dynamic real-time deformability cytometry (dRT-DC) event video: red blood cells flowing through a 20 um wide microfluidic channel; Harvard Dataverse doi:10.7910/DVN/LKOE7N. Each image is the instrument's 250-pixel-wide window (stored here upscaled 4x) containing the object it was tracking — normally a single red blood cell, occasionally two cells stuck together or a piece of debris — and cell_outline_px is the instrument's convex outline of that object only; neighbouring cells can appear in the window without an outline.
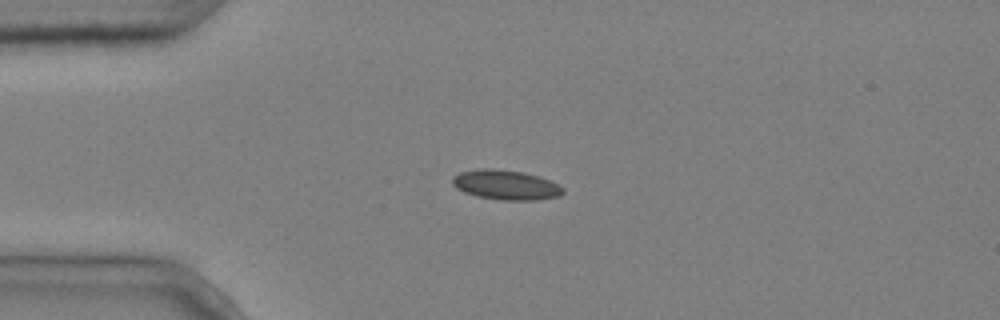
{"species": "common noctule bat (a hibernating species)", "species_latin": "Nyctalus noctula", "temperature_condition": "cold", "stored_images_in_passage": 7, "camera_frame_rate_fps": 3000, "um_per_image_px": 0.085, "animal": {"sex": "male", "body_mass_g": 20.4}, "frame": {"image": 1, "passage_image": 1, "time_ms": 0.0, "image_size_px": [1000, 320], "cell_outline_px": [[564, 192], [560, 196], [536, 200], [500, 200], [476, 196], [464, 192], [456, 188], [452, 184], [452, 176], [460, 172], [480, 168], [492, 168], [524, 172], [540, 176], [560, 184], [564, 188]], "centroid_in_image_um": [43.01, 15.71], "position_along_channel_um": 42.0, "area_um2": 19.48}}
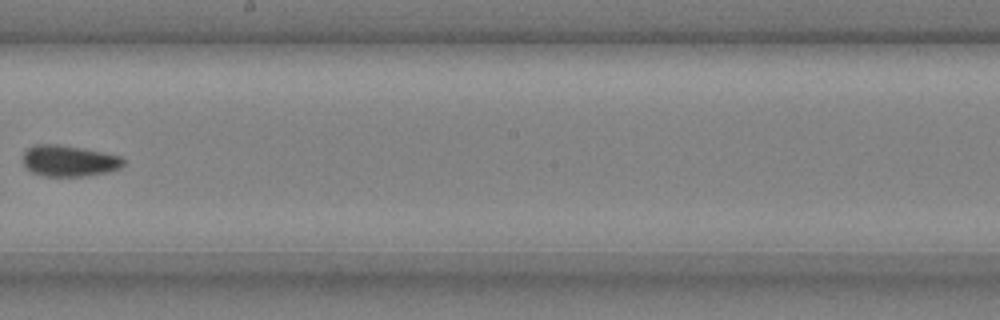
{"frame": {"image": 2, "passage_image": 6, "time_ms": 1.667, "image_size_px": [1000, 320], "cell_outline_px": [[124, 164], [120, 168], [108, 172], [84, 176], [44, 176], [32, 172], [24, 164], [24, 152], [28, 148], [36, 144], [56, 144], [80, 148], [120, 156], [124, 160]], "centroid_in_image_um": [5.87, 13.68], "position_along_channel_um": 242.3, "area_um2": 17.98}}
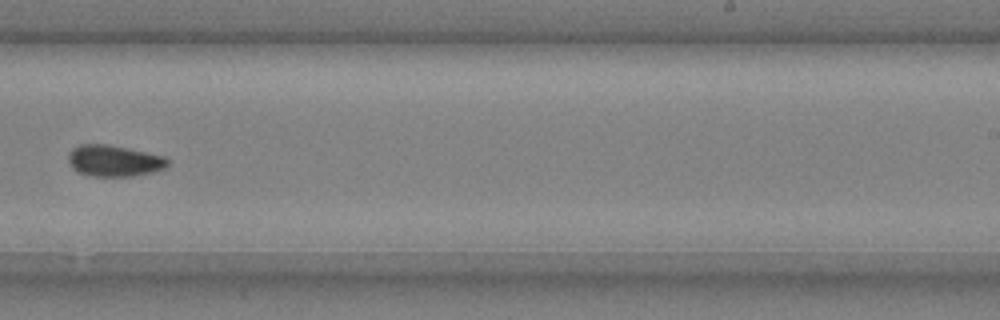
{"frame": {"image": 3, "passage_image": 7, "time_ms": 2.0, "image_size_px": [1000, 320], "cell_outline_px": [[168, 164], [164, 168], [152, 172], [132, 176], [92, 176], [80, 172], [72, 168], [68, 160], [68, 152], [72, 148], [80, 144], [108, 144], [128, 148], [164, 156], [168, 160]], "centroid_in_image_um": [9.67, 13.65], "position_along_channel_um": 279.3, "area_um2": 18.09}}